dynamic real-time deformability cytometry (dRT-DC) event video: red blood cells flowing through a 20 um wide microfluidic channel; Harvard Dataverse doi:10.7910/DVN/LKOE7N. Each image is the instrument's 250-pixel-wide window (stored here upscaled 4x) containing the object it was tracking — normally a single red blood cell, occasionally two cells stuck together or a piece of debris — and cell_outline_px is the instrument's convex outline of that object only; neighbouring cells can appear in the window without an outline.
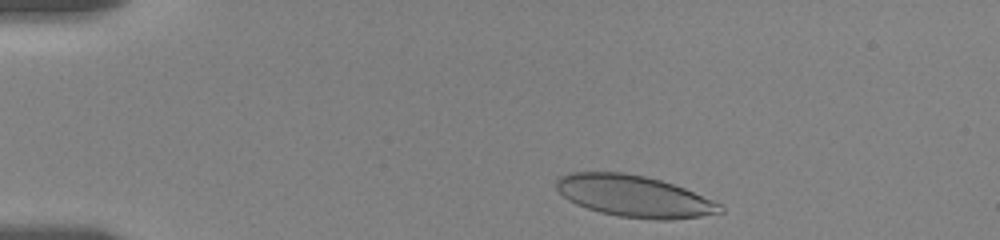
{"species": "human", "species_latin": "Homo sapiens", "temperature_condition": "room temperature", "stored_images_in_passage": 17, "camera_frame_rate_fps": 3000, "um_per_image_px": 0.085, "donor": {"sex": "female"}, "frame": {"image": 1, "passage_image": 1, "time_ms": 0.0, "image_size_px": [1000, 240], "cell_outline_px": [[724, 212], [700, 216], [672, 220], [656, 220], [620, 216], [600, 212], [576, 204], [568, 200], [556, 188], [556, 180], [560, 176], [568, 172], [624, 172], [644, 176], [660, 180], [684, 188], [716, 200], [724, 208]], "centroid_in_image_um": [53.93, 16.67], "position_along_channel_um": 31.1, "area_um2": 39.77}}
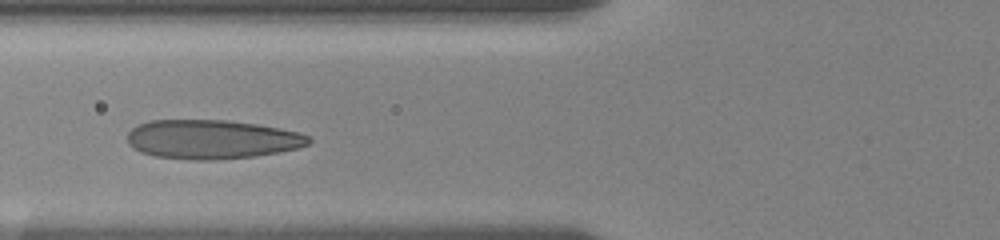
{"frame": {"image": 2, "passage_image": 11, "time_ms": 4.0, "image_size_px": [1000, 240], "cell_outline_px": [[312, 144], [280, 152], [256, 156], [212, 160], [192, 160], [156, 156], [140, 152], [132, 148], [128, 144], [128, 132], [132, 128], [148, 120], [228, 120], [256, 124], [280, 128], [300, 132], [312, 136]], "centroid_in_image_um": [18.04, 11.84], "position_along_channel_um": 107.8, "area_um2": 41.67}}
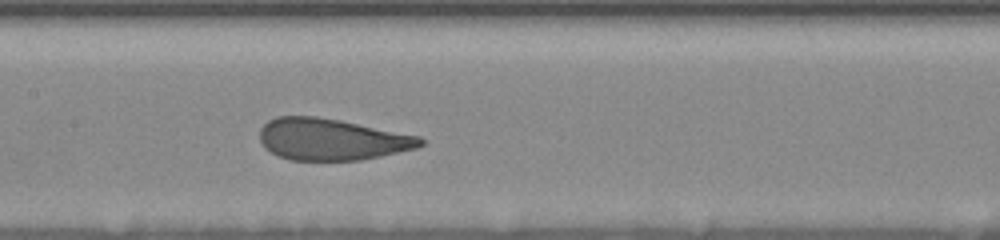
{"frame": {"image": 3, "passage_image": 17, "time_ms": 6.0, "image_size_px": [1000, 240], "cell_outline_px": [[424, 144], [416, 148], [380, 156], [360, 160], [288, 160], [264, 148], [260, 140], [260, 128], [268, 120], [276, 116], [316, 116], [340, 120], [420, 136], [424, 140]], "centroid_in_image_um": [28.17, 11.84], "position_along_channel_um": 179.2, "area_um2": 38.96}}